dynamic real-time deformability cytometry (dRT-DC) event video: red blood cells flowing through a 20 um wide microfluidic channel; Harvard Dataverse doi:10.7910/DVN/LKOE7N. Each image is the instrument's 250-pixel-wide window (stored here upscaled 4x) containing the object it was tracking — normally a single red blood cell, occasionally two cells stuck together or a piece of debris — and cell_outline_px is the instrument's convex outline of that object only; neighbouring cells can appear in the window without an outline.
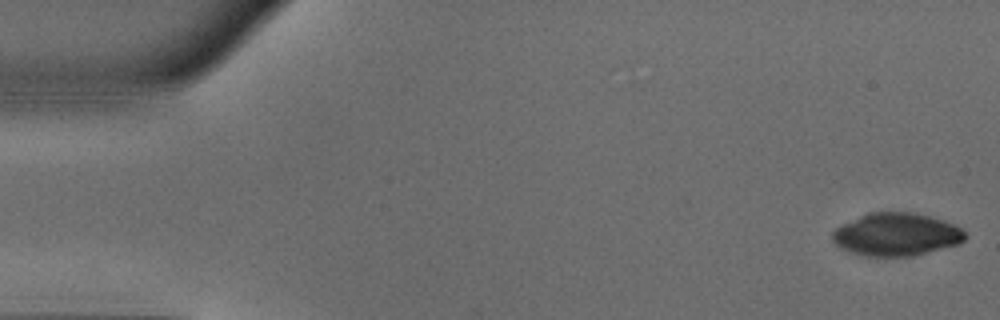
{"species": "common noctule bat (a hibernating species)", "species_latin": "Nyctalus noctula", "temperature_condition": "warm", "stored_images_in_passage": 49, "camera_frame_rate_fps": 3000, "um_per_image_px": 0.085, "animal": {"sex": "male", "body_mass_g": 18.8}, "frame": {"image": 1, "passage_image": 1, "time_ms": 0.0, "image_size_px": [1000, 320], "cell_outline_px": [[968, 236], [964, 240], [956, 244], [912, 256], [864, 256], [848, 252], [840, 248], [832, 240], [832, 232], [836, 228], [868, 212], [912, 212], [944, 220], [960, 228]], "centroid_in_image_um": [76.16, 19.93], "position_along_channel_um": 8.8, "area_um2": 32.89}}